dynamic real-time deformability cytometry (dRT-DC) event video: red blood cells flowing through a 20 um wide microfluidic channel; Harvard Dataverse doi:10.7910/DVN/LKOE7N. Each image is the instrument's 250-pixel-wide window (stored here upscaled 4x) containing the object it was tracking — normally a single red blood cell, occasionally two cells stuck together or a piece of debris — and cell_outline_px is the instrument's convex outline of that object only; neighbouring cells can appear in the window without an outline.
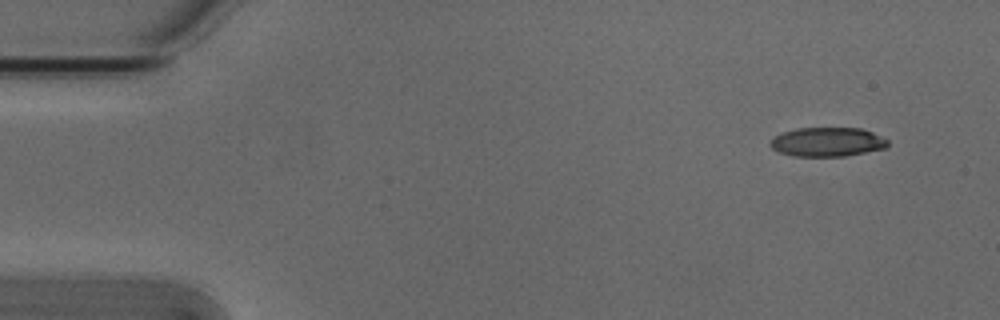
{"species": "Egyptian fruit bat (a non-hibernating species)", "species_latin": "Rousettus aegyptiacus", "temperature_condition": "cold", "stored_images_in_passage": 4, "camera_frame_rate_fps": 3000, "um_per_image_px": 0.085, "animal": {"sex": "male"}, "frame": {"image": 1, "passage_image": 1, "time_ms": 0.0, "image_size_px": [1000, 320], "cell_outline_px": [[888, 148], [844, 156], [792, 156], [780, 152], [772, 148], [768, 144], [776, 136], [784, 132], [796, 128], [860, 128], [872, 132], [888, 140]], "centroid_in_image_um": [70.34, 12.07], "position_along_channel_um": 14.7, "area_um2": 19.88}}
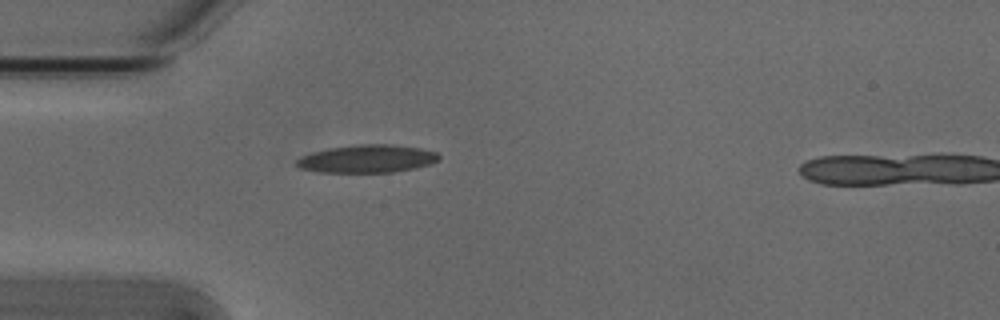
{"frame": {"image": 2, "passage_image": 4, "time_ms": 1.0, "image_size_px": [1000, 320], "cell_outline_px": [[440, 160], [432, 164], [416, 168], [392, 172], [320, 172], [300, 168], [296, 164], [296, 160], [300, 156], [312, 152], [328, 148], [360, 144], [392, 144], [420, 148], [436, 152], [440, 156]], "centroid_in_image_um": [31.23, 13.49], "position_along_channel_um": 53.8, "area_um2": 23.24}}